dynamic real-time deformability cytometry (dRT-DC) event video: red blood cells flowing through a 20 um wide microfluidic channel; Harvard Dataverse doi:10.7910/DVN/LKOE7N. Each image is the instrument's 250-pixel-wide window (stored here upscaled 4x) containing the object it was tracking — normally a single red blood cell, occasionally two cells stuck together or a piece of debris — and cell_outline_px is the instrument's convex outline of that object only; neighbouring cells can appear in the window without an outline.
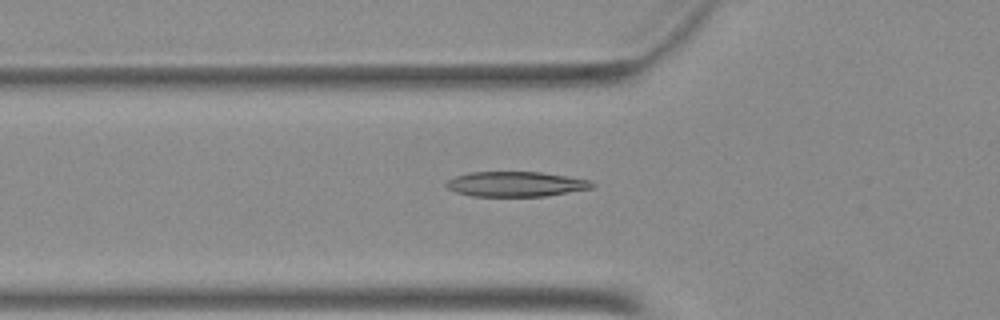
{"species": "Egyptian fruit bat (a non-hibernating species)", "species_latin": "Rousettus aegyptiacus", "temperature_condition": "warm", "stored_images_in_passage": 52, "camera_frame_rate_fps": 3000, "um_per_image_px": 0.085, "animal": {"sex": "female"}, "frame": {"image": 1, "passage_image": 18, "time_ms": 5.667, "image_size_px": [1000, 320], "cell_outline_px": [[596, 184], [592, 188], [544, 196], [472, 196], [456, 192], [448, 188], [444, 184], [448, 180], [456, 176], [468, 172], [540, 172], [592, 180]], "centroid_in_image_um": [43.85, 15.64], "position_along_channel_um": 82.0, "area_um2": 21.21}}
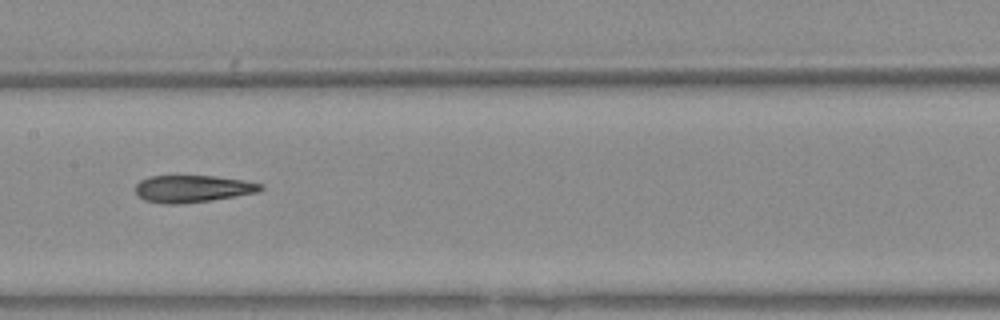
{"frame": {"image": 2, "passage_image": 26, "time_ms": 8.333, "image_size_px": [1000, 320], "cell_outline_px": [[264, 188], [260, 192], [212, 200], [180, 204], [164, 204], [144, 200], [136, 192], [136, 184], [140, 180], [148, 176], [216, 176], [244, 180], [264, 184]], "centroid_in_image_um": [16.41, 16.04], "position_along_channel_um": 191.0, "area_um2": 19.94}}
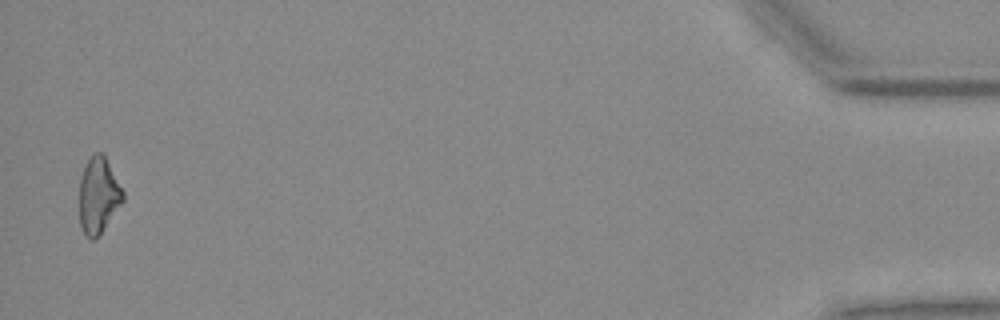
{"frame": {"image": 3, "passage_image": 50, "time_ms": 16.333, "image_size_px": [1000, 320], "cell_outline_px": [[124, 200], [100, 232], [92, 240], [84, 236], [80, 224], [80, 180], [84, 168], [88, 160], [96, 152], [100, 152], [104, 156], [124, 192]], "centroid_in_image_um": [8.35, 16.62], "position_along_channel_um": 426.8, "area_um2": 18.73}}